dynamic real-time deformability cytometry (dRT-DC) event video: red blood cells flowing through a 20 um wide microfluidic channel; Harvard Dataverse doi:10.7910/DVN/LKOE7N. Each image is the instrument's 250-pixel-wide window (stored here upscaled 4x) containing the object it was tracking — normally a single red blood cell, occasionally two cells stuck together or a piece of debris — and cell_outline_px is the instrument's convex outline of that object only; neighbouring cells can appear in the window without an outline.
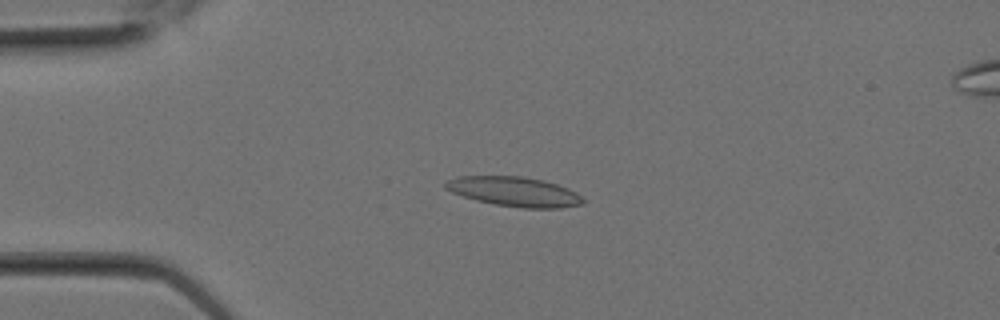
{"species": "Egyptian fruit bat (a non-hibernating species)", "species_latin": "Rousettus aegyptiacus", "temperature_condition": "room temperature", "stored_images_in_passage": 9, "camera_frame_rate_fps": 3000, "um_per_image_px": 0.085, "animal": {"sex": "female"}, "frame": {"image": 1, "passage_image": 6, "time_ms": 1.667, "image_size_px": [1000, 320], "cell_outline_px": [[584, 204], [560, 208], [524, 208], [496, 204], [476, 200], [452, 192], [444, 188], [444, 180], [456, 176], [524, 176], [544, 180], [568, 188], [576, 192], [584, 200]], "centroid_in_image_um": [43.7, 16.27], "position_along_channel_um": 41.3, "area_um2": 23.81}}
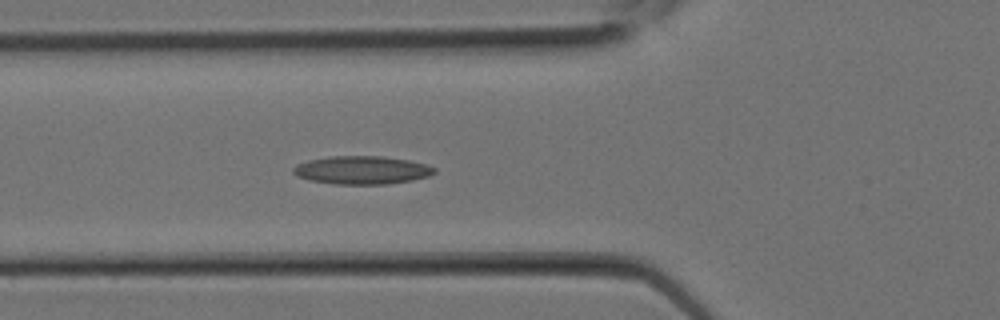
{"frame": {"image": 2, "passage_image": 9, "time_ms": 2.667, "image_size_px": [1000, 320], "cell_outline_px": [[436, 172], [428, 176], [412, 180], [388, 184], [332, 184], [308, 180], [296, 176], [292, 172], [292, 168], [296, 164], [308, 160], [328, 156], [380, 156], [408, 160], [424, 164], [436, 168]], "centroid_in_image_um": [30.7, 14.46], "position_along_channel_um": 95.1, "area_um2": 23.29}}